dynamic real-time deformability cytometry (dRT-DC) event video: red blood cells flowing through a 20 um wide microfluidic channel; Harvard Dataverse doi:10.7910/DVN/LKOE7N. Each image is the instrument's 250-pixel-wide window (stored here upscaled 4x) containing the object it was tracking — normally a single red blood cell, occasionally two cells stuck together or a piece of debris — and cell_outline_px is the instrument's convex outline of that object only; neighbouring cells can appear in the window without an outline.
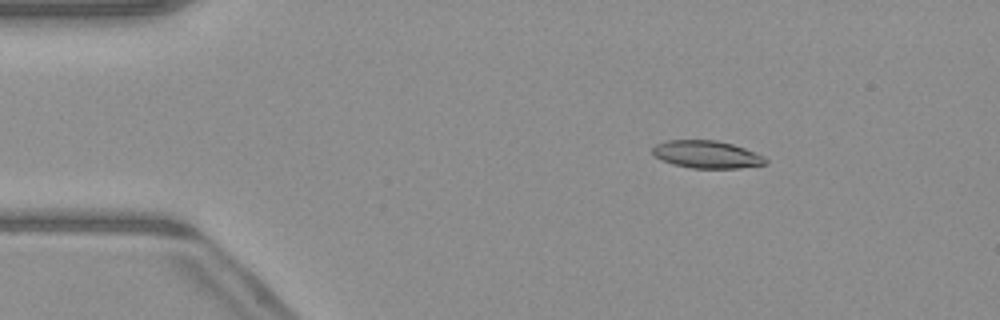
{"species": "common noctule bat (a hibernating species)", "species_latin": "Nyctalus noctula", "temperature_condition": "warm", "stored_images_in_passage": 33, "camera_frame_rate_fps": 3000, "um_per_image_px": 0.085, "animal": {"sex": "male", "body_mass_g": 23.1, "forearm_length_mm": 52.7}, "frame": {"image": 1, "passage_image": 8, "time_ms": 2.333, "image_size_px": [1000, 320], "cell_outline_px": [[768, 164], [740, 168], [692, 168], [676, 164], [664, 160], [656, 156], [652, 152], [652, 148], [656, 144], [668, 140], [716, 140], [732, 144], [744, 148], [764, 156], [768, 160]], "centroid_in_image_um": [60.12, 13.12], "position_along_channel_um": 24.9, "area_um2": 17.98}}
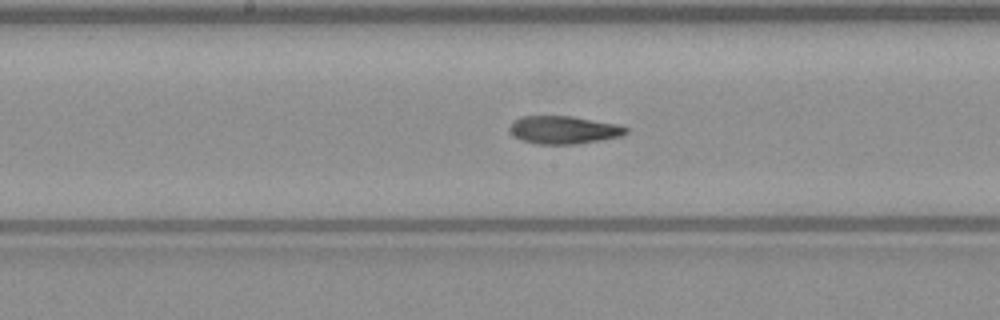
{"frame": {"image": 2, "passage_image": 26, "time_ms": 8.333, "image_size_px": [1000, 320], "cell_outline_px": [[628, 132], [620, 136], [600, 140], [576, 144], [536, 144], [524, 140], [516, 136], [508, 128], [512, 120], [520, 116], [572, 116], [616, 124], [628, 128]], "centroid_in_image_um": [47.89, 11.03], "position_along_channel_um": 200.3, "area_um2": 18.79}}
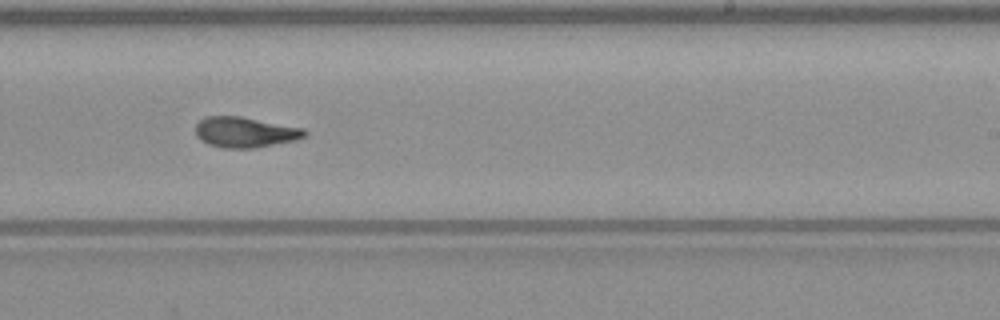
{"frame": {"image": 3, "passage_image": 31, "time_ms": 10.0, "image_size_px": [1000, 320], "cell_outline_px": [[308, 132], [304, 136], [296, 140], [256, 148], [224, 148], [208, 144], [200, 140], [196, 136], [196, 124], [204, 116], [240, 116], [304, 128]], "centroid_in_image_um": [20.82, 11.24], "position_along_channel_um": 268.2, "area_um2": 19.48}}